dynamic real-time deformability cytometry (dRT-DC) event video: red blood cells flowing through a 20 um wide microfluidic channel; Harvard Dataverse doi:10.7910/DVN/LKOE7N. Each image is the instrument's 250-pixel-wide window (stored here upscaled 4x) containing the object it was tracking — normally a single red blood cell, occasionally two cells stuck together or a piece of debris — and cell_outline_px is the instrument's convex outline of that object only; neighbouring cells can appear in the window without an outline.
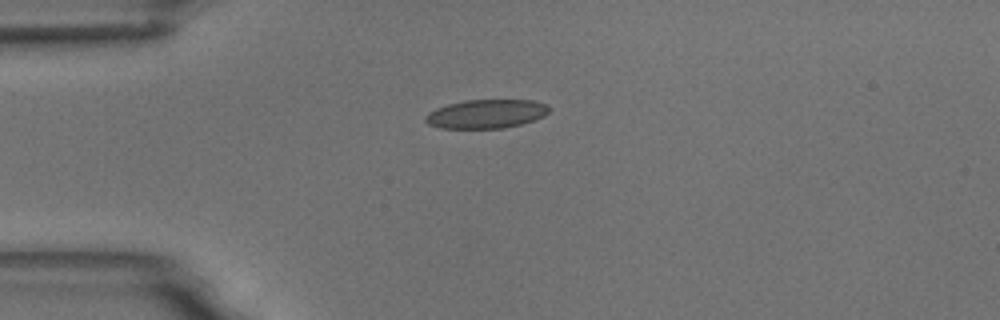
{"species": "common noctule bat (a hibernating species)", "species_latin": "Nyctalus noctula", "temperature_condition": "room temperature", "stored_images_in_passage": 5, "camera_frame_rate_fps": 3000, "um_per_image_px": 0.085, "animal": {"sex": "male", "body_mass_g": 18.8}, "frame": {"image": 1, "passage_image": 5, "time_ms": 4.667, "image_size_px": [1000, 320], "cell_outline_px": [[548, 112], [544, 116], [536, 120], [504, 128], [440, 128], [428, 124], [424, 120], [424, 116], [428, 112], [436, 108], [448, 104], [464, 100], [532, 100], [548, 104]], "centroid_in_image_um": [41.31, 9.68], "position_along_channel_um": 43.7, "area_um2": 20.87}}